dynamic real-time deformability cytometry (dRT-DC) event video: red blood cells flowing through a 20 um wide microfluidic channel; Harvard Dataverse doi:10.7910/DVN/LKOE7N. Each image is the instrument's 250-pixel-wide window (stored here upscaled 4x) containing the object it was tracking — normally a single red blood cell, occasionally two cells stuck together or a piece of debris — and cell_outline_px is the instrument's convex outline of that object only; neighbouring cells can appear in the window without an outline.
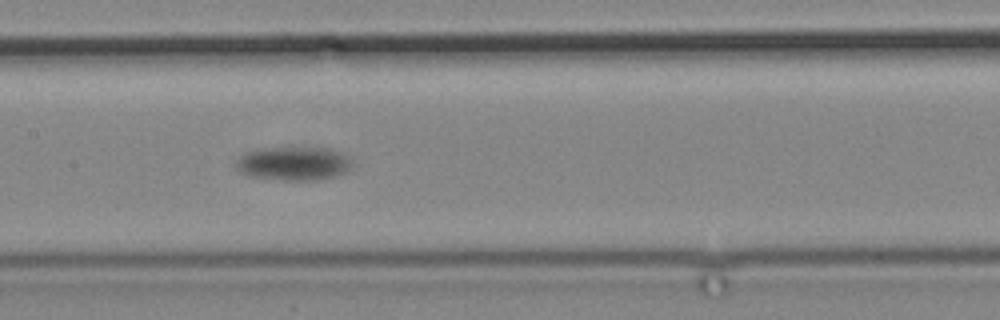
{"species": "common noctule bat (a hibernating species)", "species_latin": "Nyctalus noctula", "temperature_condition": "cold", "stored_images_in_passage": 10, "camera_frame_rate_fps": 3000, "um_per_image_px": 0.085, "animal": {"sex": "male", "body_mass_g": 19.2, "forearm_length_mm": 51.8}, "frame": {"image": 1, "passage_image": 5, "time_ms": 5.333, "image_size_px": [1000, 320], "cell_outline_px": [[352, 168], [344, 172], [332, 176], [312, 180], [280, 180], [248, 176], [240, 172], [236, 168], [236, 160], [244, 152], [256, 148], [328, 148], [344, 152], [352, 160]], "centroid_in_image_um": [24.93, 13.88], "position_along_channel_um": 182.5, "area_um2": 23.0}}
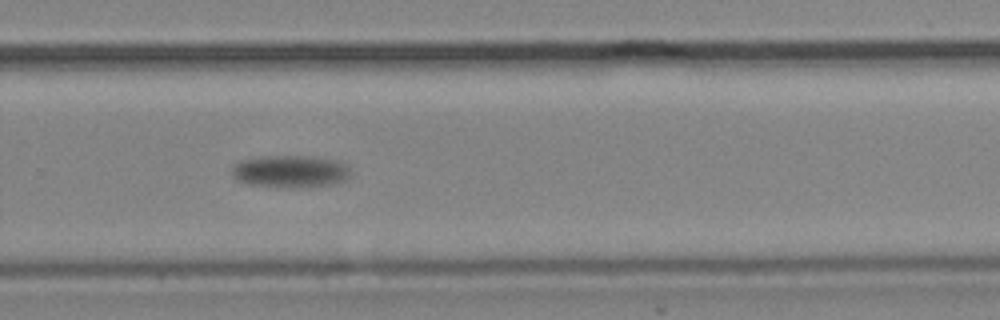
{"frame": {"image": 2, "passage_image": 9, "time_ms": 9.667, "image_size_px": [1000, 320], "cell_outline_px": [[348, 176], [344, 180], [336, 184], [296, 188], [248, 184], [232, 176], [232, 164], [240, 160], [260, 156], [312, 156], [340, 160], [348, 168]], "centroid_in_image_um": [24.66, 14.56], "position_along_channel_um": 305.1, "area_um2": 22.48}}
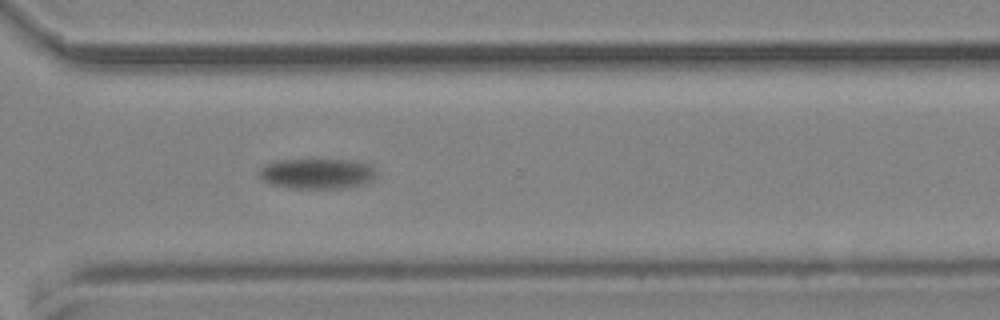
{"frame": {"image": 3, "passage_image": 10, "time_ms": 11.0, "image_size_px": [1000, 320], "cell_outline_px": [[376, 176], [372, 180], [364, 184], [344, 188], [288, 188], [268, 184], [260, 176], [260, 168], [272, 160], [356, 160], [372, 164], [376, 172]], "centroid_in_image_um": [26.98, 14.75], "position_along_channel_um": 343.6, "area_um2": 20.98}}